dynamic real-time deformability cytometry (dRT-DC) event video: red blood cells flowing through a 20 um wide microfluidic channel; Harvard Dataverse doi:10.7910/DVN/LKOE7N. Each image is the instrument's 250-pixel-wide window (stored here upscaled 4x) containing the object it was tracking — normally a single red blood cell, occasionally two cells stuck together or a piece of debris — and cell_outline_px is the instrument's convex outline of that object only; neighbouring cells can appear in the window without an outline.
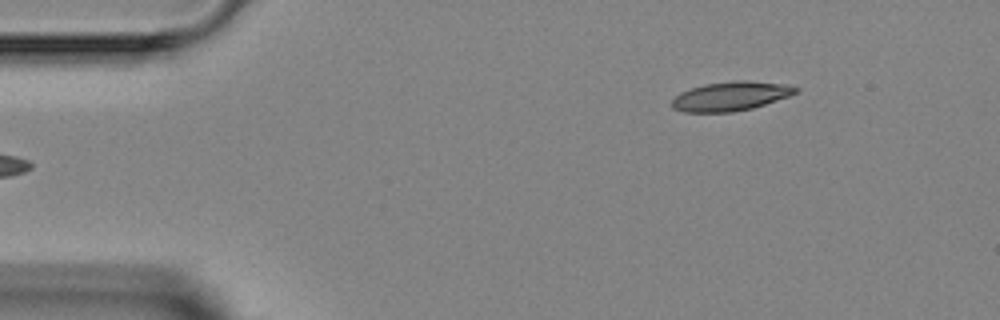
{"species": "Egyptian fruit bat (a non-hibernating species)", "species_latin": "Rousettus aegyptiacus", "temperature_condition": "room temperature", "stored_images_in_passage": 3, "camera_frame_rate_fps": 3000, "um_per_image_px": 0.085, "animal": {"sex": "female"}, "frame": {"image": 1, "passage_image": 3, "time_ms": 2.0, "image_size_px": [1000, 320], "cell_outline_px": [[800, 88], [796, 92], [788, 96], [752, 108], [732, 112], [684, 112], [672, 108], [672, 100], [680, 92], [704, 84], [732, 80], [748, 80], [788, 84]], "centroid_in_image_um": [62.11, 8.16], "position_along_channel_um": 22.9, "area_um2": 21.04}}